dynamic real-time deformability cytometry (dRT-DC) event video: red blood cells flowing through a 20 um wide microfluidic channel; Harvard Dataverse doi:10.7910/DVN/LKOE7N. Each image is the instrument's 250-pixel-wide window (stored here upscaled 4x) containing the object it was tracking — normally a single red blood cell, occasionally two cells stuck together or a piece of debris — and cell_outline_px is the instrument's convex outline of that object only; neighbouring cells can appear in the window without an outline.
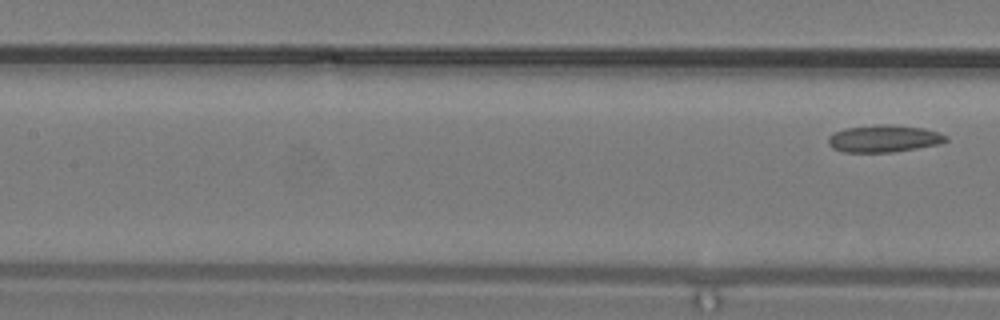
{"species": "common noctule bat (a hibernating species)", "species_latin": "Nyctalus noctula", "temperature_condition": "warm", "stored_images_in_passage": 6, "segment_of_instrument_passage": [2, 2], "camera_frame_rate_fps": 3000, "um_per_image_px": 0.085, "animal": {"sex": "male", "body_mass_g": 19.2, "forearm_length_mm": 51.8}, "frame": {"image": 1, "passage_image": 6, "time_ms": 1.667, "image_size_px": [1000, 320], "cell_outline_px": [[948, 140], [940, 144], [892, 152], [844, 152], [832, 148], [828, 144], [828, 136], [844, 128], [880, 124], [884, 124], [924, 128], [948, 136]], "centroid_in_image_um": [75.11, 11.78], "position_along_channel_um": 132.3, "area_um2": 18.55}}